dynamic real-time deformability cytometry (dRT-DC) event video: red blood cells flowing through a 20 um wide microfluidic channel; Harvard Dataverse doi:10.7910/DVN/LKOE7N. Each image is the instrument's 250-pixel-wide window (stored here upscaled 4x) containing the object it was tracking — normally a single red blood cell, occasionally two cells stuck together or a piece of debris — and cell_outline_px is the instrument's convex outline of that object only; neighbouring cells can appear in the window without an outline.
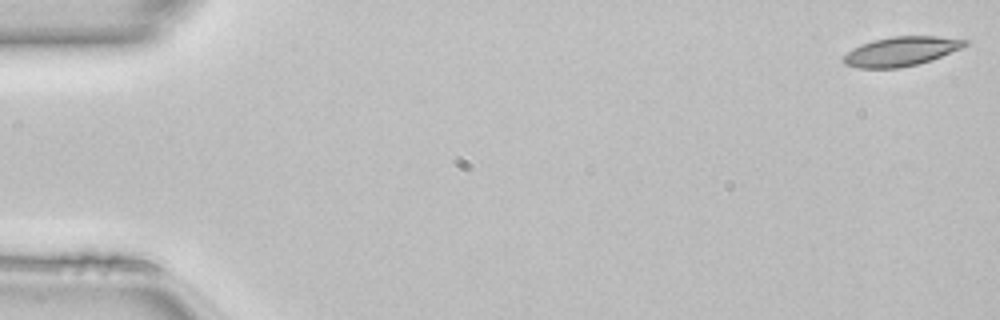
{"species": "common noctule bat (a hibernating species)", "species_latin": "Nyctalus noctula", "temperature_condition": "room temperature", "stored_images_in_passage": 50, "camera_frame_rate_fps": 3000, "um_per_image_px": 0.085, "animal": {"sex": "female", "body_mass_g": 22.7, "forearm_length_mm": 54.2}, "frame": {"image": 1, "passage_image": 1, "time_ms": 0.0, "image_size_px": [1000, 320], "cell_outline_px": [[968, 44], [960, 48], [932, 60], [900, 68], [856, 68], [844, 64], [844, 56], [852, 48], [872, 40], [892, 36], [936, 36], [968, 40]], "centroid_in_image_um": [76.57, 4.36], "position_along_channel_um": 8.4, "area_um2": 20.63}}
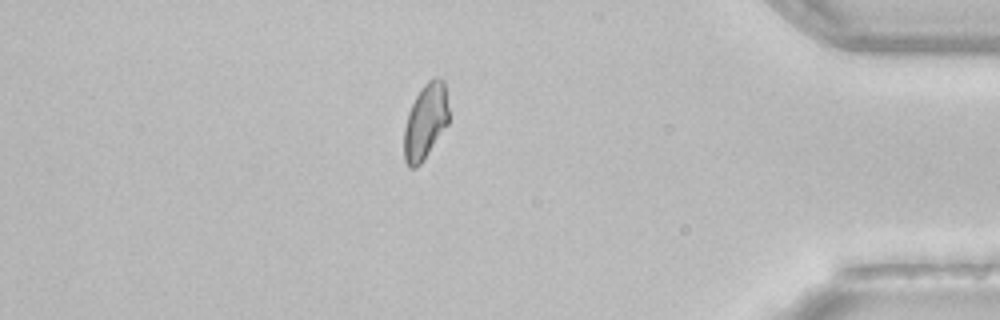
{"frame": {"image": 2, "passage_image": 43, "time_ms": 14.0, "image_size_px": [1000, 320], "cell_outline_px": [[448, 124], [420, 164], [416, 168], [408, 168], [404, 160], [404, 128], [408, 112], [420, 88], [432, 76], [444, 80], [448, 108]], "centroid_in_image_um": [36.15, 10.32], "position_along_channel_um": 399.1, "area_um2": 19.65}}
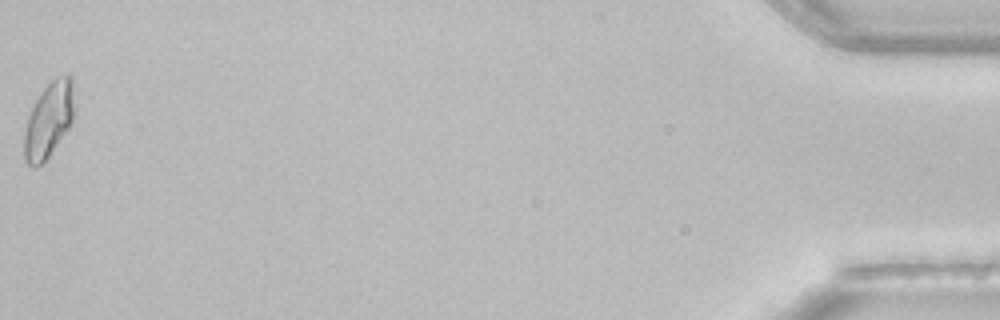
{"frame": {"image": 3, "passage_image": 50, "time_ms": 16.333, "image_size_px": [1000, 320], "cell_outline_px": [[76, 116], [72, 124], [48, 156], [36, 168], [32, 168], [24, 160], [24, 132], [28, 116], [36, 100], [44, 88], [56, 76], [68, 72], [72, 76], [76, 108]], "centroid_in_image_um": [4.2, 10.14], "position_along_channel_um": 431.0, "area_um2": 22.54}, "authors_computed_cell_mechanics": {"area_um2": 20.6924, "velocity_mm_per_s": 4.1185, "shape_relaxation_time_tau1_ms": 5.9948, "shape_relaxation_time_tau2_ms": 9.5267, "deformation_change_tau1": 0.1295, "deformation_change_tau2": 0.1595}}